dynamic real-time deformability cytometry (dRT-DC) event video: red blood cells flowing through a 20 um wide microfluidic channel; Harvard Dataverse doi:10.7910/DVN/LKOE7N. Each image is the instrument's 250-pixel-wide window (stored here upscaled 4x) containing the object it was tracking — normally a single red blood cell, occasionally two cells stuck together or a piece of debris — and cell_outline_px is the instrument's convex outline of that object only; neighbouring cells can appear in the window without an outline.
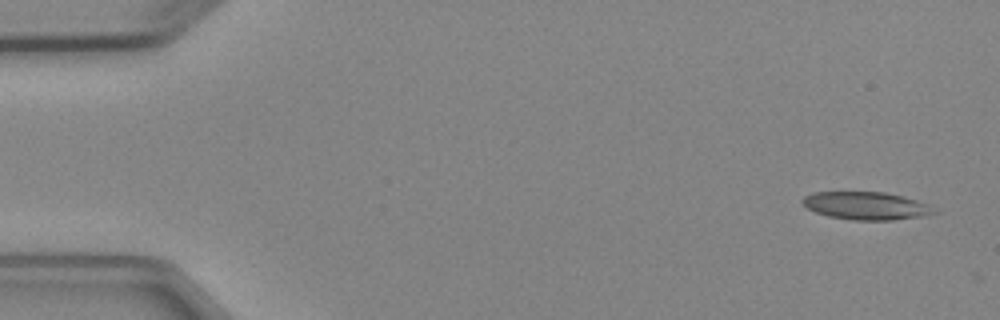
{"species": "Egyptian fruit bat (a non-hibernating species)", "species_latin": "Rousettus aegyptiacus", "temperature_condition": "cold", "stored_images_in_passage": 2, "camera_frame_rate_fps": 3000, "um_per_image_px": 0.085, "animal": {"sex": "female"}, "frame": {"image": 1, "passage_image": 1, "time_ms": 0.0, "image_size_px": [1000, 320], "cell_outline_px": [[940, 212], [924, 216], [892, 220], [852, 220], [828, 216], [816, 212], [808, 208], [800, 200], [804, 196], [812, 192], [884, 192], [904, 196], [928, 204]], "centroid_in_image_um": [73.65, 17.49], "position_along_channel_um": 11.4, "area_um2": 21.44}}